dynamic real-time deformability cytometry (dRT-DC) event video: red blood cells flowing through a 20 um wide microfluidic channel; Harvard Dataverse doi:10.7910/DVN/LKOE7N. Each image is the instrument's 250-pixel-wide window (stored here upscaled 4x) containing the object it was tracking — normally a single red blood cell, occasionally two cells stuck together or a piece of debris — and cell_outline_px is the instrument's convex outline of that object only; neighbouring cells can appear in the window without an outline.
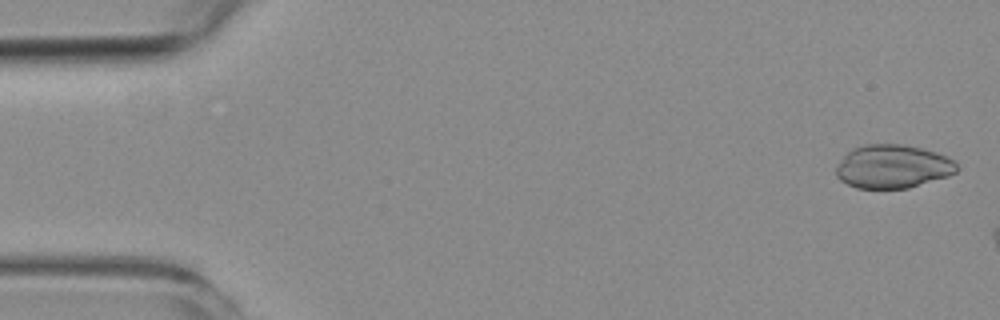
{"species": "common noctule bat (a hibernating species)", "species_latin": "Nyctalus noctula", "temperature_condition": "room temperature", "stored_images_in_passage": 3, "camera_frame_rate_fps": 3000, "um_per_image_px": 0.085, "animal": {"sex": "female", "body_mass_g": 19.3, "forearm_length_mm": 54.1}, "frame": {"image": 1, "passage_image": 1, "time_ms": 0.0, "image_size_px": [1000, 320], "cell_outline_px": [[960, 168], [956, 172], [948, 176], [908, 188], [856, 188], [840, 180], [836, 176], [836, 168], [844, 156], [852, 148], [864, 144], [904, 144], [936, 152], [952, 160]], "centroid_in_image_um": [75.87, 14.15], "position_along_channel_um": 9.1, "area_um2": 30.46}}